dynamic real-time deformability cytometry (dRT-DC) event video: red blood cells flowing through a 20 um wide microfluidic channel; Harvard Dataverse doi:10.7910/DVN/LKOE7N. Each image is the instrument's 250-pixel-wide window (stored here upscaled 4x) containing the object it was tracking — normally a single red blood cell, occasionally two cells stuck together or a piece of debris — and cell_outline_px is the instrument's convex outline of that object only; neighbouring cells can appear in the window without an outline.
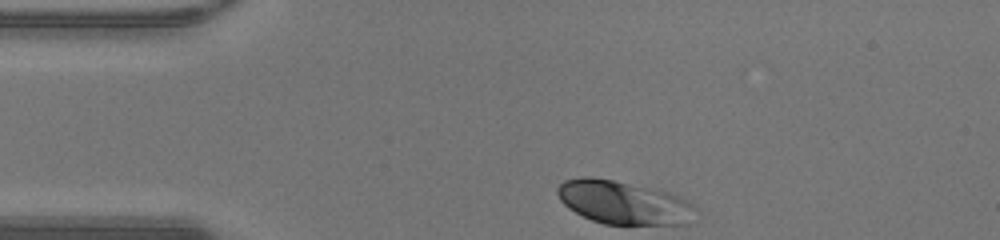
{"species": "human", "species_latin": "Homo sapiens", "temperature_condition": "warm", "stored_images_in_passage": 30, "camera_frame_rate_fps": 3000, "um_per_image_px": 0.085, "donor": {"sex": "male"}, "frame": {"image": 1, "passage_image": 1, "time_ms": 0.0, "image_size_px": [1000, 240], "cell_outline_px": [[696, 208], [688, 224], [604, 224], [592, 220], [568, 208], [560, 200], [556, 192], [556, 188], [564, 180], [584, 176], [588, 176], [612, 180], [668, 192], [692, 204]], "centroid_in_image_um": [52.94, 17.21], "position_along_channel_um": 32.1, "area_um2": 34.39}}
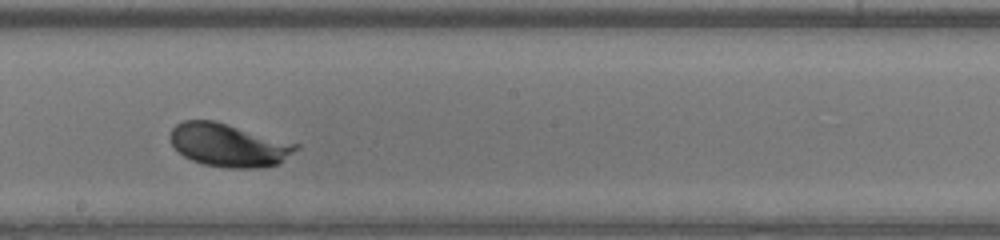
{"frame": {"image": 2, "passage_image": 18, "time_ms": 5.667, "image_size_px": [1000, 240], "cell_outline_px": [[300, 148], [280, 164], [260, 168], [228, 168], [204, 164], [192, 160], [184, 156], [172, 144], [168, 136], [172, 128], [176, 124], [184, 120], [216, 120], [300, 144]], "centroid_in_image_um": [19.48, 12.33], "position_along_channel_um": 228.7, "area_um2": 32.02}}
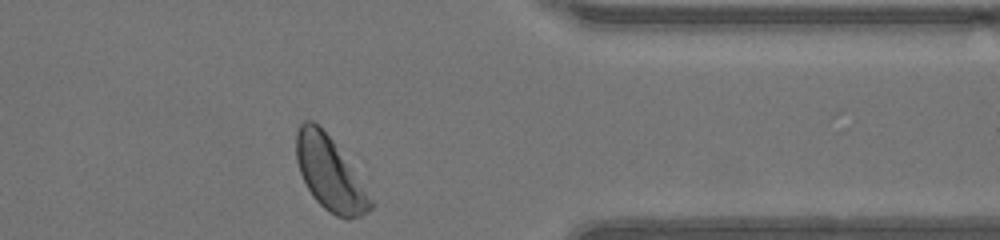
{"frame": {"image": 3, "passage_image": 30, "time_ms": 9.667, "image_size_px": [1000, 240], "cell_outline_px": [[376, 204], [368, 212], [360, 216], [348, 220], [344, 220], [336, 216], [324, 208], [312, 196], [300, 172], [296, 160], [296, 132], [300, 124], [304, 120], [312, 120], [332, 140]], "centroid_in_image_um": [28.03, 14.8], "position_along_channel_um": 383.4, "area_um2": 31.27}, "authors_computed_cell_mechanics": {"area_um2": 31.6744, "velocity_mm_per_s": 4.2503, "shape_relaxation_time_tau1_ms": 1.1251, "shape_relaxation_time_tau2_ms": null, "deformation_change_tau1": 0.1072, "deformation_change_tau2": null}}